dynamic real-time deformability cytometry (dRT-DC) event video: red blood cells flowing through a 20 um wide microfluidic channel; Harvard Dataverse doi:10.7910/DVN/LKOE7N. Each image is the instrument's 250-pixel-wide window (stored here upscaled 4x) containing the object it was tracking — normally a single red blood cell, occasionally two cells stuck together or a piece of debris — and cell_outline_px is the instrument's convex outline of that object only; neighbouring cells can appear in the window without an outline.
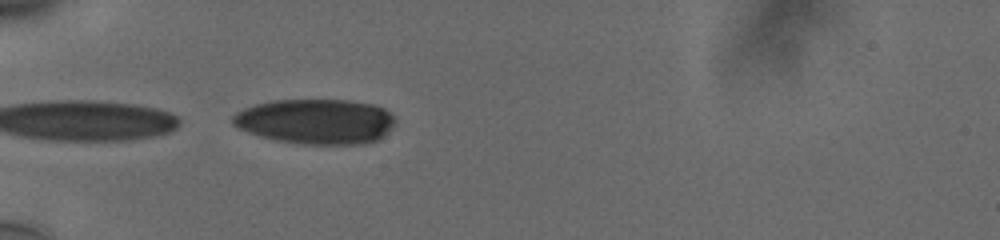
{"species": "human", "species_latin": "Homo sapiens", "temperature_condition": "cold", "stored_images_in_passage": 25, "camera_frame_rate_fps": 3000, "um_per_image_px": 0.085, "donor": {"sex": "male"}, "frame": {"image": 1, "passage_image": 1, "time_ms": 0.0, "image_size_px": [1000, 240], "cell_outline_px": [[396, 120], [392, 128], [388, 132], [376, 140], [364, 144], [296, 144], [272, 140], [248, 132], [232, 124], [232, 116], [236, 112], [244, 108], [256, 104], [272, 100], [348, 100], [372, 104], [384, 108]], "centroid_in_image_um": [26.83, 10.33], "position_along_channel_um": 58.2, "area_um2": 42.89}}
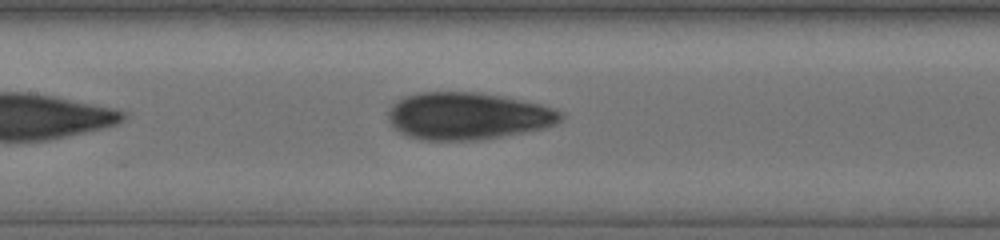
{"frame": {"image": 2, "passage_image": 11, "time_ms": 3.333, "image_size_px": [1000, 240], "cell_outline_px": [[564, 116], [556, 124], [544, 128], [484, 140], [428, 140], [408, 136], [400, 132], [388, 120], [388, 112], [392, 104], [396, 100], [404, 96], [416, 92], [480, 92], [504, 96], [540, 104], [552, 108], [560, 112]], "centroid_in_image_um": [39.75, 9.85], "position_along_channel_um": 167.7, "area_um2": 47.63}}
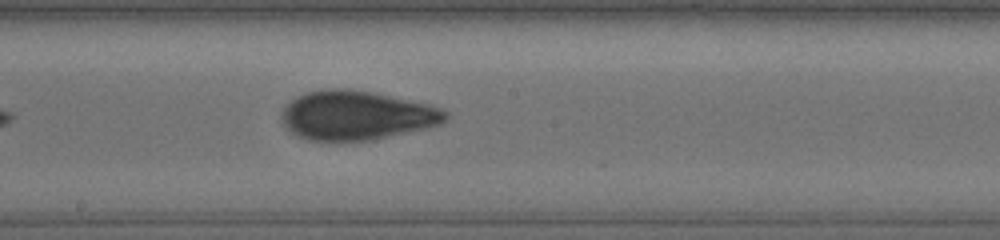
{"frame": {"image": 3, "passage_image": 15, "time_ms": 4.667, "image_size_px": [1000, 240], "cell_outline_px": [[448, 116], [440, 124], [424, 128], [372, 140], [308, 140], [292, 132], [284, 124], [284, 108], [296, 96], [308, 92], [336, 88], [372, 92], [428, 104], [444, 112]], "centroid_in_image_um": [30.3, 9.81], "position_along_channel_um": 217.9, "area_um2": 45.66}}